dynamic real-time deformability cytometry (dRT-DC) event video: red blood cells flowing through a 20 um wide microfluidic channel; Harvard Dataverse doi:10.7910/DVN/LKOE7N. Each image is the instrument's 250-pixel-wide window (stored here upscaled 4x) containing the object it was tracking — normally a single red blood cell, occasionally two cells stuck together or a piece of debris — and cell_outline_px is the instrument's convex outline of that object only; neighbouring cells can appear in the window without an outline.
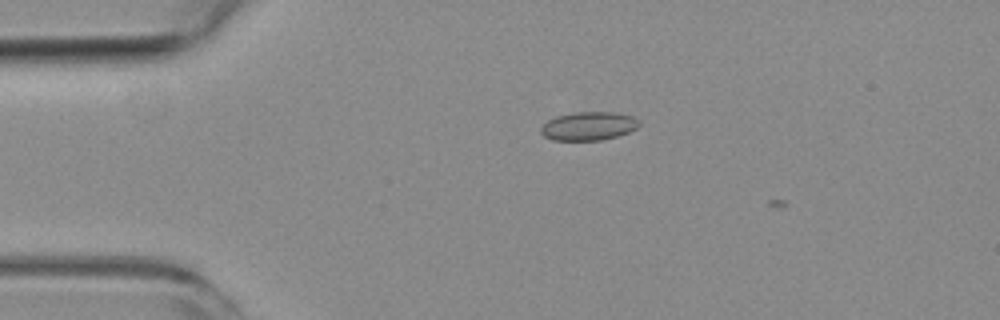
{"species": "common noctule bat (a hibernating species)", "species_latin": "Nyctalus noctula", "temperature_condition": "room temperature", "stored_images_in_passage": 2, "camera_frame_rate_fps": 3000, "um_per_image_px": 0.085, "animal": {"sex": "female", "body_mass_g": 19.3, "forearm_length_mm": 54.1}, "frame": {"image": 1, "passage_image": 1, "time_ms": 0.0, "image_size_px": [1000, 320], "cell_outline_px": [[640, 124], [636, 128], [628, 132], [616, 136], [600, 140], [552, 140], [544, 136], [540, 132], [540, 128], [548, 120], [556, 116], [576, 112], [616, 112], [632, 116]], "centroid_in_image_um": [50.0, 10.71], "position_along_channel_um": 35.0, "area_um2": 16.18}}